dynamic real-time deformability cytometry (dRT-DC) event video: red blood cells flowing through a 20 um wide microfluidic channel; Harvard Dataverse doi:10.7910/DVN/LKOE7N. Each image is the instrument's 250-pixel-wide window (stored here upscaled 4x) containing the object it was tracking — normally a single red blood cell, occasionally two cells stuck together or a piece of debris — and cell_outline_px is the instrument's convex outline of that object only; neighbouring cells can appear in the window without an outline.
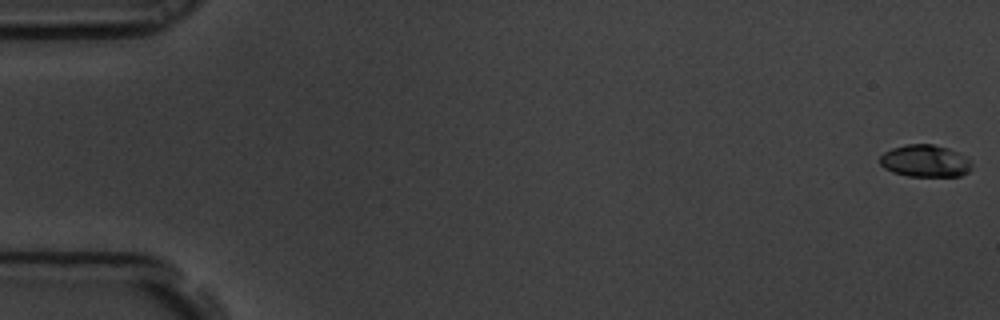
{"species": "common noctule bat (a hibernating species)", "species_latin": "Nyctalus noctula", "temperature_condition": "room temperature", "stored_images_in_passage": 7, "camera_frame_rate_fps": 3000, "um_per_image_px": 0.085, "animal": {"sex": "male", "body_mass_g": 19.5, "forearm_length_mm": 54.6}, "frame": {"image": 1, "passage_image": 1, "time_ms": 0.0, "image_size_px": [1000, 320], "cell_outline_px": [[972, 168], [968, 172], [960, 176], [908, 176], [892, 172], [884, 168], [880, 164], [880, 156], [884, 152], [892, 148], [908, 144], [932, 144], [948, 148], [964, 156], [972, 164]], "centroid_in_image_um": [78.62, 13.69], "position_along_channel_um": 6.4, "area_um2": 17.17}}
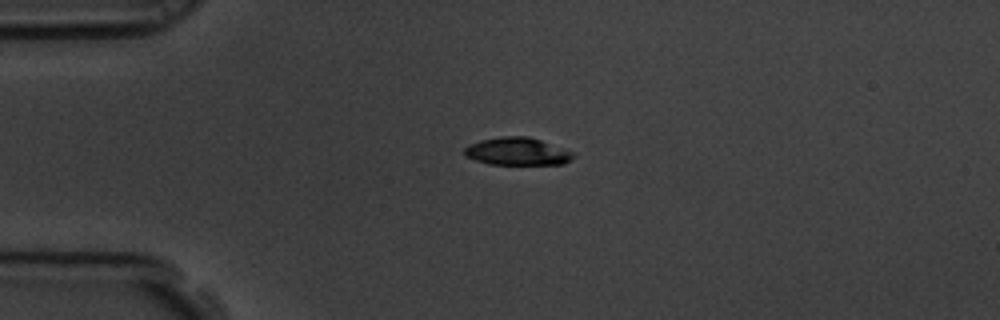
{"frame": {"image": 2, "passage_image": 5, "time_ms": 1.333, "image_size_px": [1000, 320], "cell_outline_px": [[576, 156], [572, 160], [564, 164], [488, 164], [464, 156], [464, 148], [468, 144], [480, 140], [500, 136], [528, 136], [576, 152]], "centroid_in_image_um": [43.99, 12.87], "position_along_channel_um": 41.0, "area_um2": 17.8}}
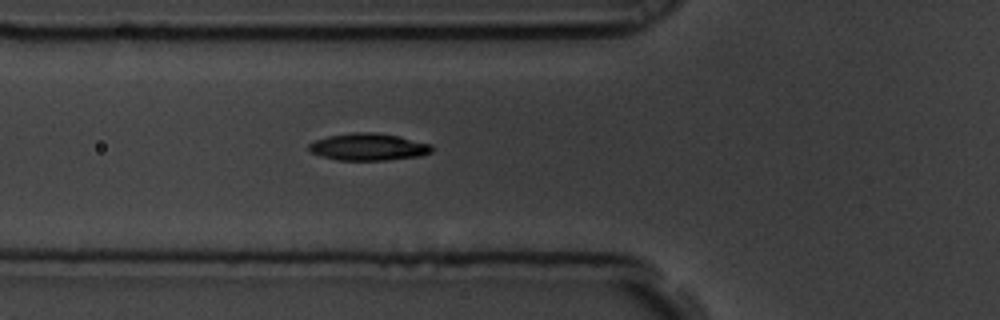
{"frame": {"image": 3, "passage_image": 7, "time_ms": 2.0, "image_size_px": [1000, 320], "cell_outline_px": [[432, 152], [420, 156], [388, 160], [340, 160], [320, 156], [312, 152], [308, 148], [308, 144], [316, 140], [328, 136], [356, 132], [376, 132], [400, 136], [432, 144]], "centroid_in_image_um": [31.34, 12.48], "position_along_channel_um": 94.5, "area_um2": 19.48}}